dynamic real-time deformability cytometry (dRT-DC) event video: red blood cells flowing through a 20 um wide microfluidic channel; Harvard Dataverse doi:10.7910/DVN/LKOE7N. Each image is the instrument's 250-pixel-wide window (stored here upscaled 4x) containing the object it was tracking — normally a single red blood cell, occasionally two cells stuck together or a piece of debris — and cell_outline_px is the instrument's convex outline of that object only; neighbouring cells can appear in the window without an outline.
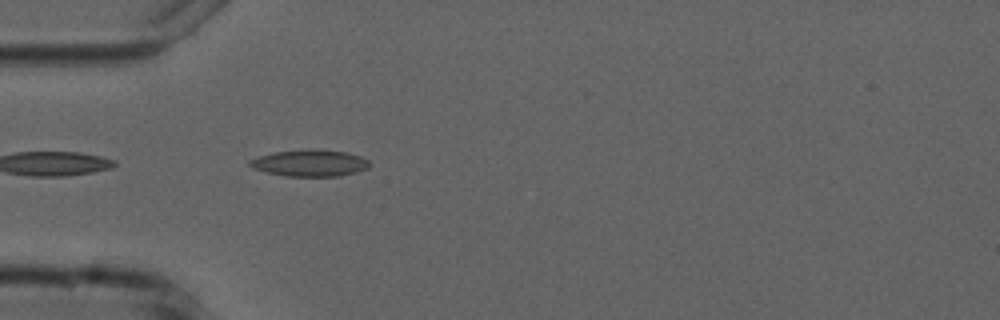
{"species": "common noctule bat (a hibernating species)", "species_latin": "Nyctalus noctula", "temperature_condition": "cold", "stored_images_in_passage": 5, "camera_frame_rate_fps": 3000, "um_per_image_px": 0.085, "animal": {"sex": "male", "forearm_length_mm": 52.5}, "frame": {"image": 1, "passage_image": 5, "time_ms": 4.667, "image_size_px": [1000, 320], "cell_outline_px": [[372, 164], [368, 168], [356, 172], [336, 176], [288, 176], [268, 172], [252, 168], [248, 164], [248, 160], [256, 156], [276, 152], [308, 148], [348, 152], [360, 156], [368, 160]], "centroid_in_image_um": [26.34, 13.84], "position_along_channel_um": 58.7, "area_um2": 18.73}}